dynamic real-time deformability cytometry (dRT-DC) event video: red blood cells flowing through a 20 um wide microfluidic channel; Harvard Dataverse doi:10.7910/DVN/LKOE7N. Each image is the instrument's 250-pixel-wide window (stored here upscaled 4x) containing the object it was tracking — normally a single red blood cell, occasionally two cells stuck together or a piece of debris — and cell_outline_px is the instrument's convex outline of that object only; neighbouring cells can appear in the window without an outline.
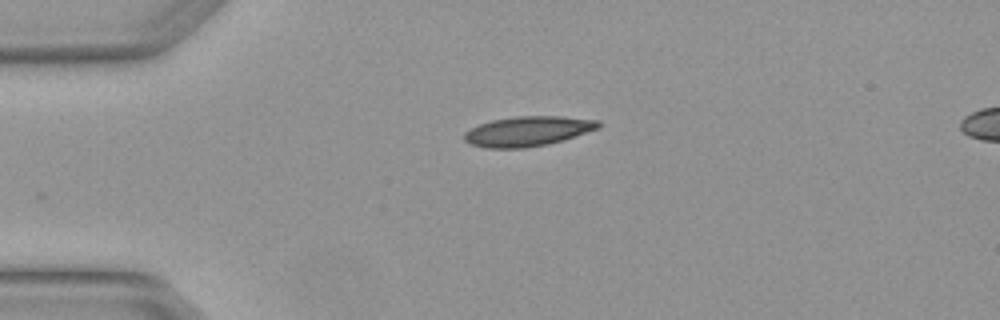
{"species": "Egyptian fruit bat (a non-hibernating species)", "species_latin": "Rousettus aegyptiacus", "temperature_condition": "warm", "stored_images_in_passage": 2, "camera_frame_rate_fps": 3000, "um_per_image_px": 0.085, "animal": {"sex": "female"}, "frame": {"image": 1, "passage_image": 2, "time_ms": 0.333, "image_size_px": [1000, 320], "cell_outline_px": [[600, 128], [564, 140], [548, 144], [524, 148], [484, 148], [472, 144], [464, 140], [464, 132], [480, 124], [492, 120], [516, 116], [560, 116], [600, 120]], "centroid_in_image_um": [44.89, 11.15], "position_along_channel_um": 40.1, "area_um2": 23.41}}